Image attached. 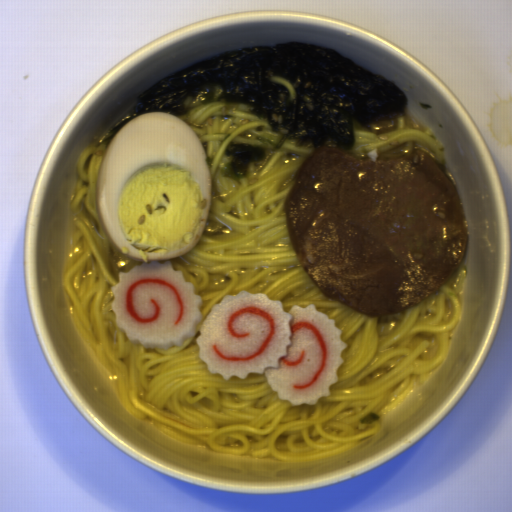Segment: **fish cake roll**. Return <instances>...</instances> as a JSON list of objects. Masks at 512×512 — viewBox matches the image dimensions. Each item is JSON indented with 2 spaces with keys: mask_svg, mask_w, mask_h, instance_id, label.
I'll use <instances>...</instances> for the list:
<instances>
[{
  "mask_svg": "<svg viewBox=\"0 0 512 512\" xmlns=\"http://www.w3.org/2000/svg\"><path fill=\"white\" fill-rule=\"evenodd\" d=\"M200 333L199 358L209 373L225 381L262 374L278 399L292 406L330 396L348 346L335 320L315 304H295L286 312L281 300L244 289L213 304Z\"/></svg>",
  "mask_w": 512,
  "mask_h": 512,
  "instance_id": "14b837c1",
  "label": "fish cake roll"
},
{
  "mask_svg": "<svg viewBox=\"0 0 512 512\" xmlns=\"http://www.w3.org/2000/svg\"><path fill=\"white\" fill-rule=\"evenodd\" d=\"M110 289L116 327L133 345L164 351L182 347L187 338L197 335L202 296L195 294L182 270L173 269L171 260H151L119 271L118 282Z\"/></svg>",
  "mask_w": 512,
  "mask_h": 512,
  "instance_id": "80858fc9",
  "label": "fish cake roll"
}]
</instances>
